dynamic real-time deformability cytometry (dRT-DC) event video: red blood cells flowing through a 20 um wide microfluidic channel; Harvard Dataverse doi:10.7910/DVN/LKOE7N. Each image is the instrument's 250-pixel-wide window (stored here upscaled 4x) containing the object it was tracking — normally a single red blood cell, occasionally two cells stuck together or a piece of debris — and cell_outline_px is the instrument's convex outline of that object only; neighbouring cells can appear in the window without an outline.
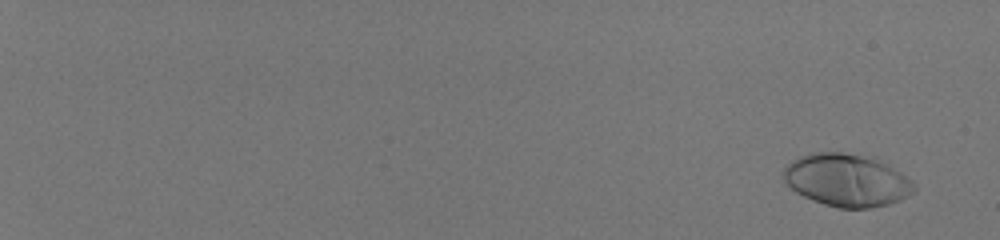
{"species": "human", "species_latin": "Homo sapiens", "temperature_condition": "room temperature", "stored_images_in_passage": 58, "camera_frame_rate_fps": 3000, "um_per_image_px": 0.085, "donor": {"sex": "male"}, "frame": {"image": 1, "passage_image": 4, "time_ms": 1.0, "image_size_px": [1000, 240], "cell_outline_px": [[916, 188], [908, 196], [900, 200], [888, 204], [868, 208], [840, 208], [824, 204], [812, 200], [796, 192], [784, 180], [784, 168], [792, 160], [800, 156], [812, 152], [840, 152], [876, 156], [912, 180], [916, 184]], "centroid_in_image_um": [72.01, 15.29], "position_along_channel_um": 13.0, "area_um2": 40.29}}
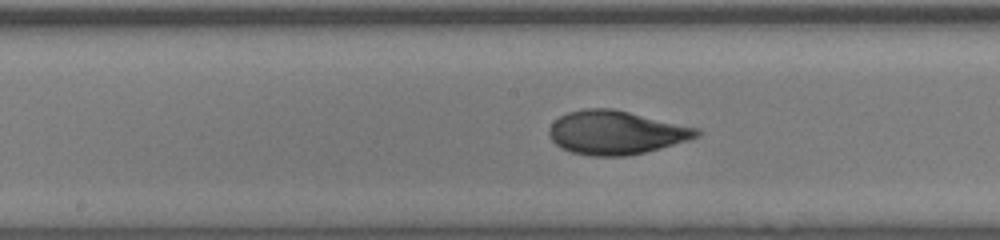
{"frame": {"image": 2, "passage_image": 37, "time_ms": 12.0, "image_size_px": [1000, 240], "cell_outline_px": [[704, 132], [700, 136], [688, 140], [660, 148], [644, 152], [624, 156], [592, 156], [572, 152], [560, 148], [548, 136], [548, 128], [560, 116], [568, 112], [584, 108], [612, 108], [700, 128]], "centroid_in_image_um": [52.37, 11.26], "position_along_channel_um": 195.8, "area_um2": 37.69}}
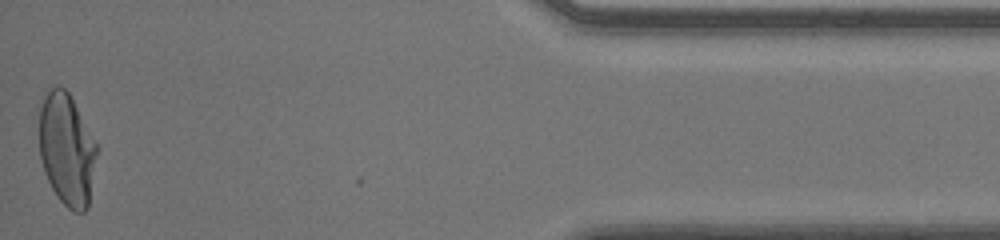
{"frame": {"image": 3, "passage_image": 58, "time_ms": 19.0, "image_size_px": [1000, 240], "cell_outline_px": [[100, 148], [88, 208], [84, 212], [72, 212], [56, 196], [44, 172], [40, 160], [36, 108], [40, 96], [48, 88], [56, 84], [64, 88], [68, 92]], "centroid_in_image_um": [5.64, 12.63], "position_along_channel_um": 429.6, "area_um2": 39.54}, "authors_computed_cell_mechanics": {"area_um2": 37.2232, "velocity_mm_per_s": 4.0844, "shape_relaxation_time_tau1_ms": 4.3346, "shape_relaxation_time_tau2_ms": null, "deformation_change_tau1": 0.2227, "deformation_change_tau2": null}}